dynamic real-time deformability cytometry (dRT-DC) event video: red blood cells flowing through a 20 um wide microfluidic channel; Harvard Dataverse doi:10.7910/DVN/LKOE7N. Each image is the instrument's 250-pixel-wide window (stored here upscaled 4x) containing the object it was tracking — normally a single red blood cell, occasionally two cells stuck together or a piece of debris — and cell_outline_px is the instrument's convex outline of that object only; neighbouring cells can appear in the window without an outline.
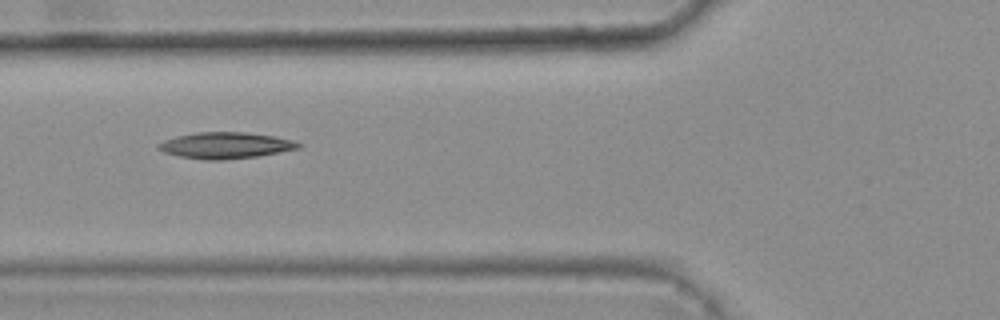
{"species": "common noctule bat (a hibernating species)", "species_latin": "Nyctalus noctula", "temperature_condition": "warm", "stored_images_in_passage": 5, "camera_frame_rate_fps": 3000, "um_per_image_px": 0.085, "animal": {"sex": "female", "body_mass_g": 25.1}, "frame": {"image": 1, "passage_image": 5, "time_ms": 1.333, "image_size_px": [1000, 320], "cell_outline_px": [[304, 144], [300, 148], [256, 156], [220, 160], [204, 160], [180, 156], [164, 152], [156, 148], [156, 144], [164, 140], [176, 136], [196, 132], [244, 132], [276, 136], [292, 140]], "centroid_in_image_um": [19.15, 12.35], "position_along_channel_um": 106.6, "area_um2": 21.44}}